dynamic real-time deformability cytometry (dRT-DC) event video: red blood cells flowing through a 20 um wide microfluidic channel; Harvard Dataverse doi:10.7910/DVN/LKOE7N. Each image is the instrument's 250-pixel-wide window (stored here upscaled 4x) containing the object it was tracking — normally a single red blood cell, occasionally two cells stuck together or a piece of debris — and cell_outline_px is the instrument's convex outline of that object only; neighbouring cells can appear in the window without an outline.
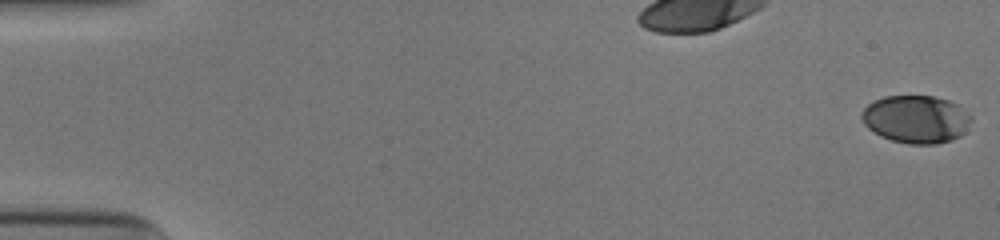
{"species": "human", "species_latin": "Homo sapiens", "temperature_condition": "cold", "stored_images_in_passage": 53, "camera_frame_rate_fps": 3000, "um_per_image_px": 0.085, "donor": {"sex": "male"}, "frame": {"image": 1, "passage_image": 1, "time_ms": 0.0, "image_size_px": [1000, 240], "cell_outline_px": [[972, 120], [964, 132], [960, 136], [952, 140], [936, 144], [908, 144], [892, 140], [880, 136], [868, 128], [864, 124], [860, 116], [864, 108], [872, 100], [884, 96], [936, 96], [960, 104], [972, 116]], "centroid_in_image_um": [77.88, 10.12], "position_along_channel_um": 7.1, "area_um2": 30.92}}
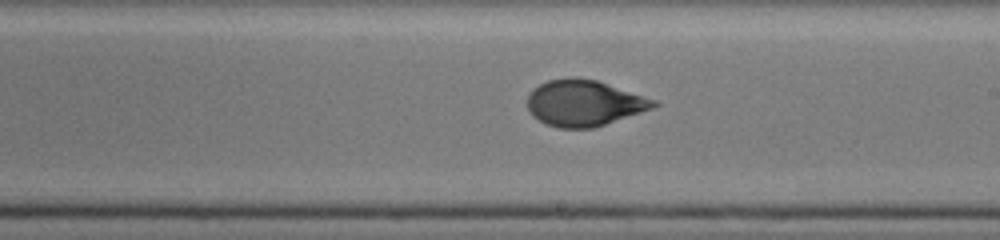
{"frame": {"image": 2, "passage_image": 32, "time_ms": 10.333, "image_size_px": [1000, 240], "cell_outline_px": [[660, 104], [652, 108], [592, 128], [560, 128], [544, 124], [532, 116], [528, 108], [528, 96], [532, 88], [548, 80], [568, 76], [576, 76], [596, 80], [656, 100]], "centroid_in_image_um": [49.59, 8.74], "position_along_channel_um": 239.4, "area_um2": 33.81}}
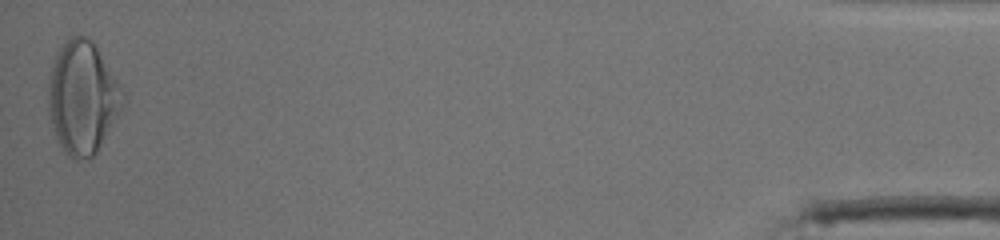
{"frame": {"image": 3, "passage_image": 53, "time_ms": 17.333, "image_size_px": [1000, 240], "cell_outline_px": [[124, 108], [96, 152], [88, 160], [76, 160], [68, 156], [60, 144], [56, 136], [48, 116], [48, 80], [56, 52], [72, 36], [84, 36], [92, 40], [120, 84], [124, 92]], "centroid_in_image_um": [7.02, 8.32], "position_along_channel_um": 428.2, "area_um2": 49.01}, "authors_computed_cell_mechanics": {"area_um2": 33.7552, "velocity_mm_per_s": 3.9347, "shape_relaxation_time_tau1_ms": 5.8801, "shape_relaxation_time_tau2_ms": 0.9032, "deformation_change_tau1": 0.2006, "deformation_change_tau2": 0.0495}}